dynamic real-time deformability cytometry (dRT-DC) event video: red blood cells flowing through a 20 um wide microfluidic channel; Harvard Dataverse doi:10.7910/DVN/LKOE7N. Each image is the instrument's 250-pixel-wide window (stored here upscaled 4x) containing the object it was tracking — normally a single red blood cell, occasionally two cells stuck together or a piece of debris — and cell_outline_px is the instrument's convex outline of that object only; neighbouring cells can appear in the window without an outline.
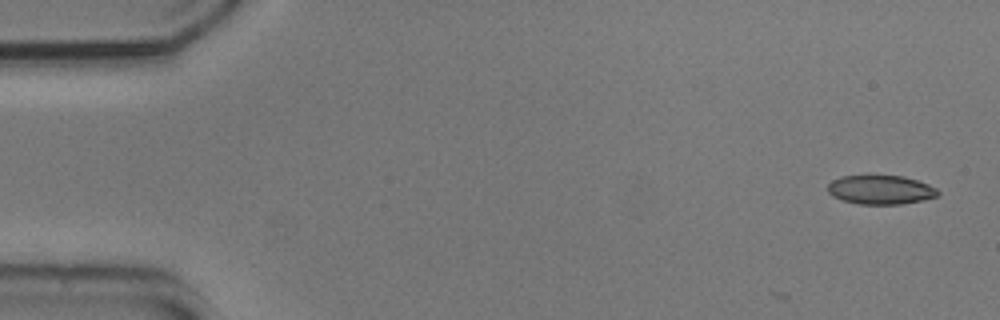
{"species": "common noctule bat (a hibernating species)", "species_latin": "Nyctalus noctula", "temperature_condition": "cold", "stored_images_in_passage": 2, "camera_frame_rate_fps": 3000, "um_per_image_px": 0.085, "animal": {"sex": "male", "body_mass_g": 20.5, "forearm_length_mm": 52.5}, "frame": {"image": 1, "passage_image": 2, "time_ms": 0.333, "image_size_px": [1000, 320], "cell_outline_px": [[940, 192], [936, 196], [924, 200], [900, 204], [860, 204], [844, 200], [832, 196], [828, 192], [828, 184], [832, 180], [840, 176], [904, 176], [928, 184], [936, 188]], "centroid_in_image_um": [74.85, 16.13], "position_along_channel_um": 10.1, "area_um2": 18.5}}